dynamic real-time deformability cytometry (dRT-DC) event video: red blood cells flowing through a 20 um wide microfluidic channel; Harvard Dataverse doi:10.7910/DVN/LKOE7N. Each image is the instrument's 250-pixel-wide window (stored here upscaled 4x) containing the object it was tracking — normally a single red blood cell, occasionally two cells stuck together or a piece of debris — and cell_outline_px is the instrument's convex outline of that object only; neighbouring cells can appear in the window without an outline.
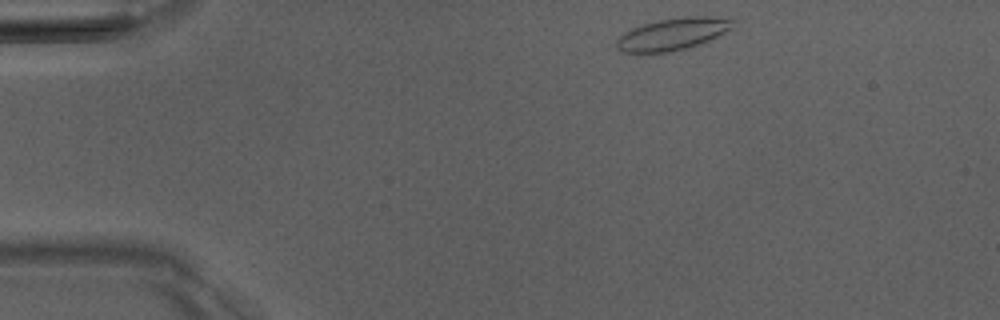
{"species": "Egyptian fruit bat (a non-hibernating species)", "species_latin": "Rousettus aegyptiacus", "temperature_condition": "room temperature", "stored_images_in_passage": 3, "camera_frame_rate_fps": 3000, "um_per_image_px": 0.085, "animal": {"sex": "male"}, "frame": {"image": 1, "passage_image": 1, "time_ms": 0.0, "image_size_px": [1000, 320], "cell_outline_px": [[736, 28], [700, 44], [668, 52], [620, 52], [616, 48], [616, 40], [624, 32], [632, 28], [644, 24], [660, 20], [684, 16], [708, 16], [736, 20]], "centroid_in_image_um": [57.23, 2.88], "position_along_channel_um": 27.8, "area_um2": 21.79}}